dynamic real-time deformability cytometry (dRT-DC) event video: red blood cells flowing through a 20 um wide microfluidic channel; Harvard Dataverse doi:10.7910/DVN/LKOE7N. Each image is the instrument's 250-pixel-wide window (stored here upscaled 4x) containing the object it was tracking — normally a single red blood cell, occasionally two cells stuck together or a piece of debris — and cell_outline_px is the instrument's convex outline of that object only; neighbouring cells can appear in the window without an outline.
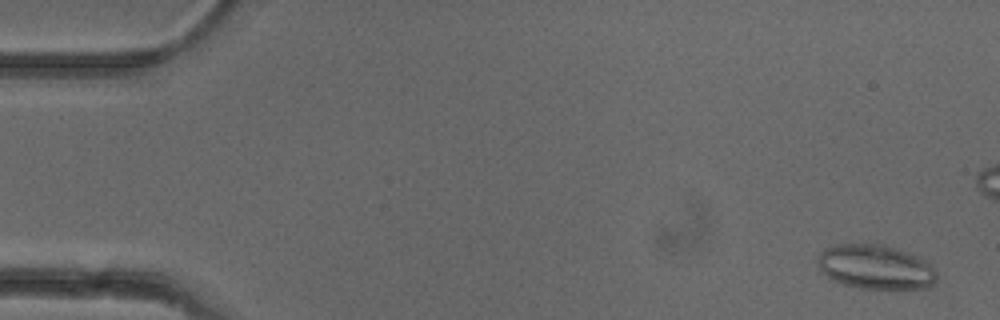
{"species": "common noctule bat (a hibernating species)", "species_latin": "Nyctalus noctula", "temperature_condition": "cold", "stored_images_in_passage": 5, "camera_frame_rate_fps": 3000, "um_per_image_px": 0.085, "animal": {"sex": "female"}, "frame": {"image": 1, "passage_image": 1, "time_ms": 0.0, "image_size_px": [1000, 320], "cell_outline_px": [[936, 280], [928, 288], [860, 288], [844, 284], [832, 280], [820, 272], [816, 268], [816, 256], [824, 248], [832, 244], [884, 244], [908, 252], [924, 260], [936, 272]], "centroid_in_image_um": [74.32, 22.68], "position_along_channel_um": 10.7, "area_um2": 31.04}}